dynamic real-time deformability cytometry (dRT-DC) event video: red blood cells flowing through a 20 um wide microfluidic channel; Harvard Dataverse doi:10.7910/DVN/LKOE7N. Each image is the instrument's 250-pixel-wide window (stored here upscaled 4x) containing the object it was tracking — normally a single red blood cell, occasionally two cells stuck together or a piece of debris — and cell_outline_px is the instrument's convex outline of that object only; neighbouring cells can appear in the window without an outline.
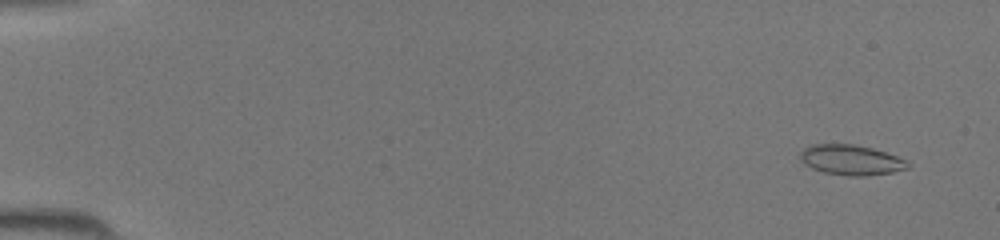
{"species": "common noctule bat (a hibernating species)", "species_latin": "Nyctalus noctula", "temperature_condition": "room temperature", "stored_images_in_passage": 44, "camera_frame_rate_fps": 3000, "um_per_image_px": 0.085, "animal": {"sex": "female", "body_mass_g": 19.5, "forearm_length_mm": 54.1}, "frame": {"image": 1, "passage_image": 3, "time_ms": 0.667, "image_size_px": [1000, 240], "cell_outline_px": [[912, 164], [908, 168], [892, 172], [868, 176], [848, 176], [824, 172], [812, 168], [804, 164], [800, 160], [800, 152], [808, 144], [856, 144], [872, 148], [908, 160]], "centroid_in_image_um": [72.34, 13.59], "position_along_channel_um": 12.7, "area_um2": 19.13}}
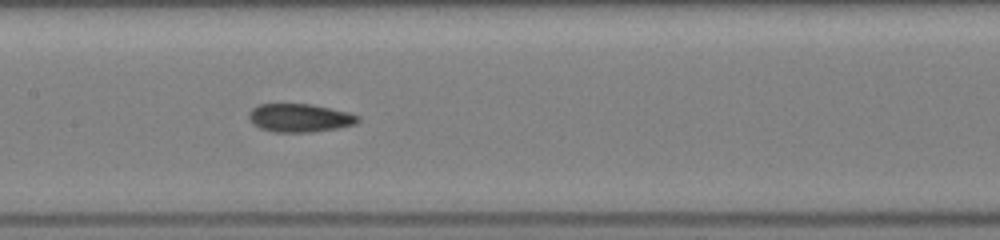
{"frame": {"image": 2, "passage_image": 23, "time_ms": 7.333, "image_size_px": [1000, 240], "cell_outline_px": [[360, 120], [356, 124], [336, 128], [312, 132], [276, 132], [260, 128], [252, 124], [248, 116], [248, 112], [256, 104], [312, 104], [348, 112], [360, 116]], "centroid_in_image_um": [25.46, 10.01], "position_along_channel_um": 181.9, "area_um2": 18.09}}
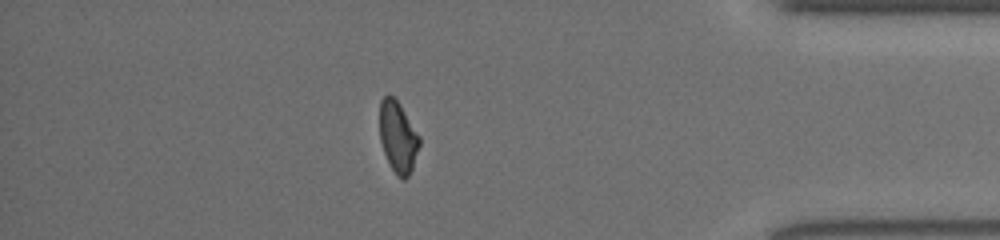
{"frame": {"image": 3, "passage_image": 39, "time_ms": 12.667, "image_size_px": [1000, 240], "cell_outline_px": [[420, 144], [412, 168], [408, 176], [404, 180], [396, 176], [384, 152], [380, 140], [380, 100], [384, 96], [392, 96], [400, 104], [420, 136]], "centroid_in_image_um": [33.83, 11.65], "position_along_channel_um": 401.4, "area_um2": 16.36}}